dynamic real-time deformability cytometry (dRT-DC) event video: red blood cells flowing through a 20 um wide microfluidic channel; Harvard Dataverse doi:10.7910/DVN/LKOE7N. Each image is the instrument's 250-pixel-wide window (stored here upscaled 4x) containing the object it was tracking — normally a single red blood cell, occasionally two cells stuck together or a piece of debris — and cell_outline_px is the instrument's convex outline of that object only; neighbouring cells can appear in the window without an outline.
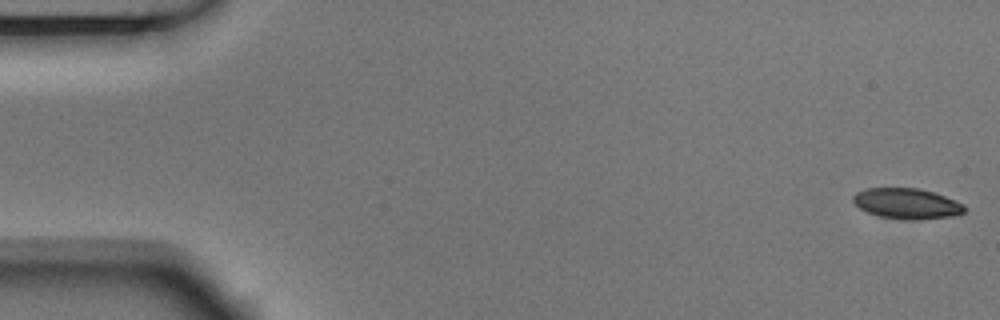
{"species": "Egyptian fruit bat (a non-hibernating species)", "species_latin": "Rousettus aegyptiacus", "temperature_condition": "room temperature", "stored_images_in_passage": 4, "camera_frame_rate_fps": 3000, "um_per_image_px": 0.085, "animal": {"sex": "male"}, "frame": {"image": 1, "passage_image": 1, "time_ms": 0.0, "image_size_px": [1000, 320], "cell_outline_px": [[968, 208], [964, 212], [952, 216], [904, 220], [880, 216], [868, 212], [860, 208], [852, 200], [852, 196], [856, 192], [868, 188], [920, 188], [944, 196], [964, 204]], "centroid_in_image_um": [77.08, 17.29], "position_along_channel_um": 7.9, "area_um2": 19.65}}
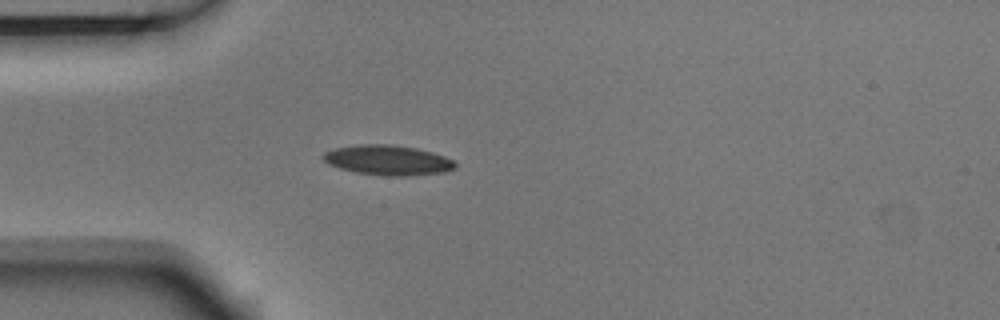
{"frame": {"image": 2, "passage_image": 4, "time_ms": 1.0, "image_size_px": [1000, 320], "cell_outline_px": [[456, 168], [440, 172], [404, 176], [392, 176], [356, 172], [340, 168], [328, 164], [320, 156], [324, 152], [336, 148], [356, 144], [392, 144], [416, 148], [432, 152], [444, 156], [452, 160], [456, 164]], "centroid_in_image_um": [32.93, 13.59], "position_along_channel_um": 52.1, "area_um2": 22.89}}